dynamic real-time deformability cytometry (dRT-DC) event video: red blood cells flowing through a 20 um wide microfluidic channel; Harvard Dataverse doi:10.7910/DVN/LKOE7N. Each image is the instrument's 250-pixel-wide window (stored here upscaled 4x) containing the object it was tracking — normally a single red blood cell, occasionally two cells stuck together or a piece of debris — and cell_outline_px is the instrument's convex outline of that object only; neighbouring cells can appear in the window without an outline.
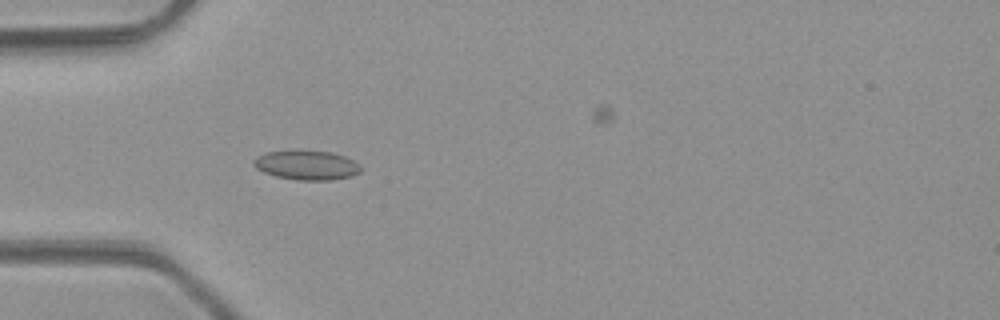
{"species": "common noctule bat (a hibernating species)", "species_latin": "Nyctalus noctula", "temperature_condition": "room temperature", "stored_images_in_passage": 2, "camera_frame_rate_fps": 3000, "um_per_image_px": 0.085, "animal": {"sex": "male", "body_mass_g": 23.1, "forearm_length_mm": 52.7}, "frame": {"image": 1, "passage_image": 2, "time_ms": 1.333, "image_size_px": [1000, 320], "cell_outline_px": [[360, 172], [352, 176], [332, 180], [300, 180], [276, 176], [264, 172], [256, 168], [252, 164], [252, 160], [256, 156], [268, 152], [332, 152], [344, 156], [360, 164]], "centroid_in_image_um": [26.07, 14.06], "position_along_channel_um": 58.9, "area_um2": 17.92}}